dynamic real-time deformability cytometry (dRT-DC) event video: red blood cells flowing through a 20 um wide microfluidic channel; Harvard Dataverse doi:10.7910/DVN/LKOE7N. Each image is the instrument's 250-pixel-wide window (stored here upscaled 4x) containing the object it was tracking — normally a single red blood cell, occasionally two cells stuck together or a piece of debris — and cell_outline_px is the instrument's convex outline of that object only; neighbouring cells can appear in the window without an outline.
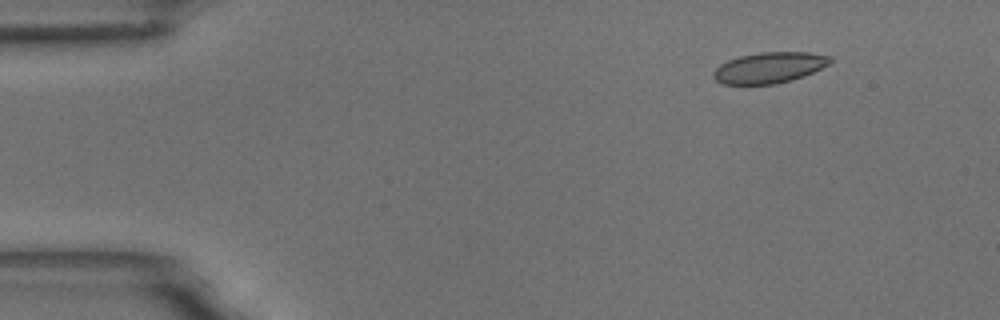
{"species": "common noctule bat (a hibernating species)", "species_latin": "Nyctalus noctula", "temperature_condition": "room temperature", "stored_images_in_passage": 39, "camera_frame_rate_fps": 3000, "um_per_image_px": 0.085, "animal": {"sex": "male", "body_mass_g": 18.8}, "frame": {"image": 1, "passage_image": 7, "time_ms": 2.0, "image_size_px": [1000, 320], "cell_outline_px": [[832, 60], [828, 64], [804, 76], [792, 80], [776, 84], [724, 84], [716, 80], [712, 76], [712, 72], [720, 64], [728, 60], [740, 56], [760, 52], [808, 52], [832, 56]], "centroid_in_image_um": [65.38, 5.75], "position_along_channel_um": 19.6, "area_um2": 20.98}}
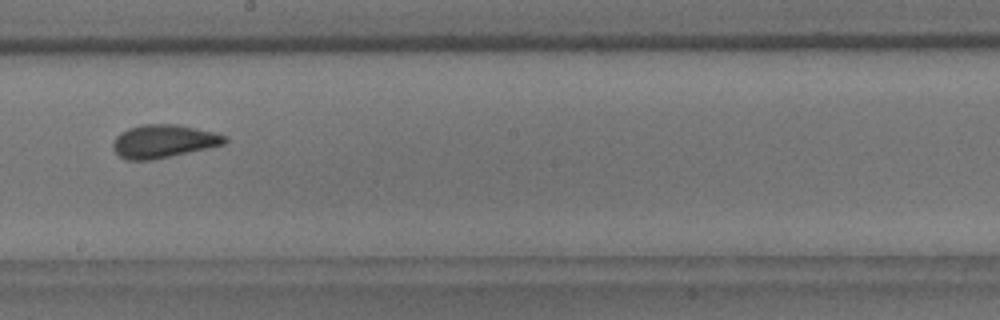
{"frame": {"image": 2, "passage_image": 32, "time_ms": 10.333, "image_size_px": [1000, 320], "cell_outline_px": [[228, 140], [224, 144], [208, 148], [152, 160], [128, 160], [120, 156], [112, 148], [112, 140], [120, 132], [128, 128], [140, 124], [176, 124], [216, 132], [228, 136]], "centroid_in_image_um": [13.89, 11.99], "position_along_channel_um": 234.3, "area_um2": 21.79}}
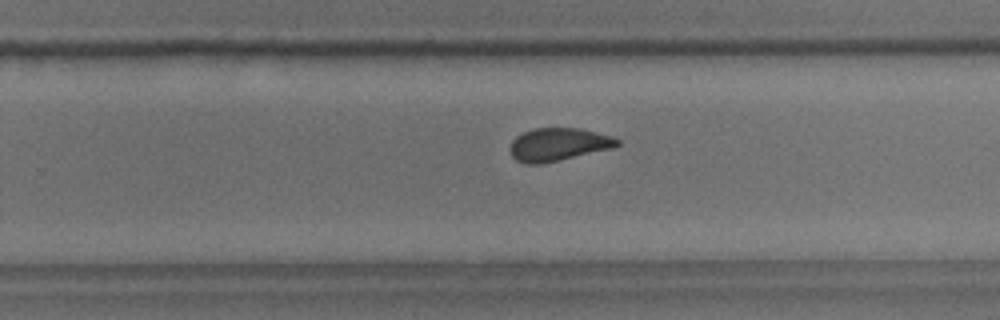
{"frame": {"image": 3, "passage_image": 36, "time_ms": 11.667, "image_size_px": [1000, 320], "cell_outline_px": [[620, 144], [612, 148], [540, 164], [524, 164], [516, 160], [512, 156], [508, 148], [512, 140], [516, 136], [532, 128], [580, 128], [612, 136], [620, 140]], "centroid_in_image_um": [47.42, 12.27], "position_along_channel_um": 282.4, "area_um2": 20.58}, "authors_computed_cell_mechanics": {"area_um2": 21.386, "velocity_mm_per_s": 3.6128, "shape_relaxation_time_tau1_ms": 5.1656, "shape_relaxation_time_tau2_ms": 1.2298, "deformation_change_tau1": 0.1144, "deformation_change_tau2": 0.0732}}